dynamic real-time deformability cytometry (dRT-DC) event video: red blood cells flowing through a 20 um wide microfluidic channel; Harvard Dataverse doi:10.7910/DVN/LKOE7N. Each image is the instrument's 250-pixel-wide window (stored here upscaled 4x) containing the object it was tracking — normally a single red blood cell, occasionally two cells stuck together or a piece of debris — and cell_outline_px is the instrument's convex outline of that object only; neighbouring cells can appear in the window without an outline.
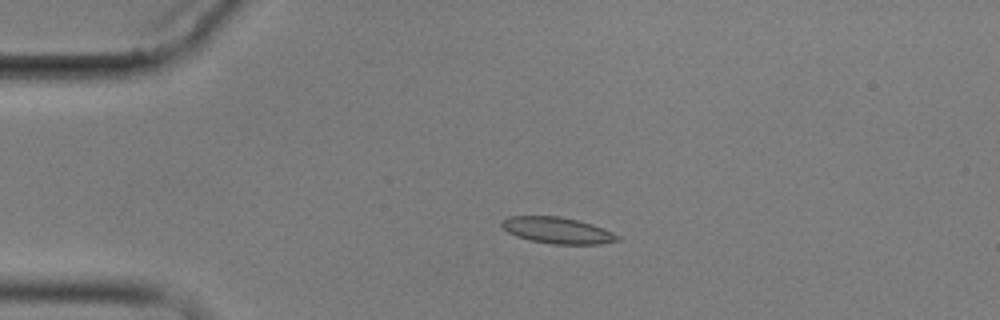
{"species": "common noctule bat (a hibernating species)", "species_latin": "Nyctalus noctula", "temperature_condition": "cold", "stored_images_in_passage": 2, "camera_frame_rate_fps": 3000, "um_per_image_px": 0.085, "animal": {"sex": "male", "body_mass_g": 17.9}, "frame": {"image": 1, "passage_image": 2, "time_ms": 1.0, "image_size_px": [1000, 320], "cell_outline_px": [[620, 240], [600, 244], [552, 244], [532, 240], [516, 236], [508, 232], [500, 224], [500, 220], [508, 216], [560, 216], [592, 224], [612, 232], [620, 236]], "centroid_in_image_um": [47.36, 19.57], "position_along_channel_um": 37.6, "area_um2": 17.69}}